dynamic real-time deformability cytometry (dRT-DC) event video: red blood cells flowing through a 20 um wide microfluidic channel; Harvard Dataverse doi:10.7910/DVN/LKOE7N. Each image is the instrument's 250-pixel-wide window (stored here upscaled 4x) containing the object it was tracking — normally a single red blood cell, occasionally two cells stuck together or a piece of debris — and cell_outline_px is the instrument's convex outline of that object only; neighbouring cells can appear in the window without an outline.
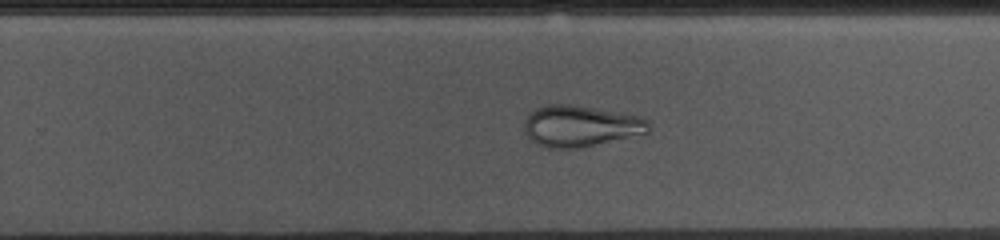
{"species": "common noctule bat (a hibernating species)", "species_latin": "Nyctalus noctula", "temperature_condition": "cold", "stored_images_in_passage": 49, "camera_frame_rate_fps": 3000, "um_per_image_px": 0.085, "animal": {"sex": "female", "body_mass_g": 10.0, "forearm_length_mm": 53.1}, "frame": {"image": 1, "passage_image": 28, "time_ms": 9.0, "image_size_px": [1000, 240], "cell_outline_px": [[648, 132], [576, 148], [548, 148], [536, 144], [524, 132], [524, 120], [528, 112], [536, 108], [548, 104], [568, 104], [640, 116], [648, 120]], "centroid_in_image_um": [49.25, 10.7], "position_along_channel_um": 280.5, "area_um2": 29.42}}
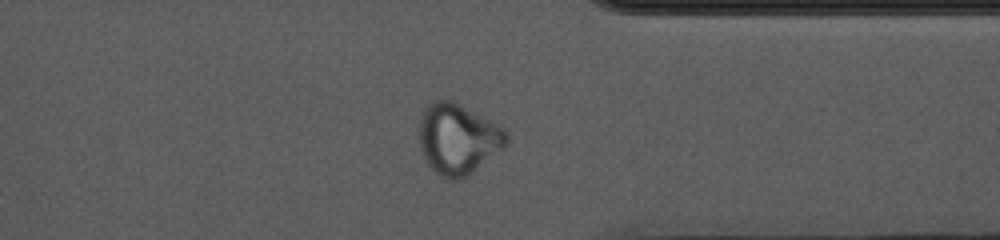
{"frame": {"image": 2, "passage_image": 36, "time_ms": 11.667, "image_size_px": [1000, 240], "cell_outline_px": [[508, 144], [504, 148], [468, 176], [456, 180], [452, 180], [436, 172], [424, 160], [420, 148], [420, 116], [424, 108], [428, 104], [436, 100], [452, 100], [460, 104], [504, 128], [508, 132]], "centroid_in_image_um": [38.94, 11.81], "position_along_channel_um": 372.5, "area_um2": 35.89}}
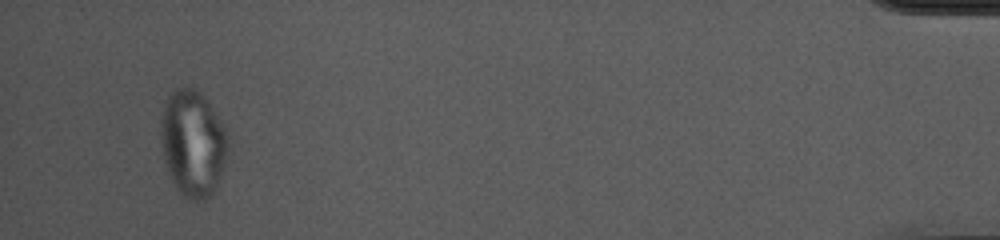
{"frame": {"image": 3, "passage_image": 46, "time_ms": 15.0, "image_size_px": [1000, 240], "cell_outline_px": [[228, 144], [224, 164], [216, 188], [204, 200], [188, 200], [176, 188], [168, 172], [164, 160], [160, 140], [160, 124], [164, 108], [168, 96], [176, 88], [192, 84], [208, 100], [228, 132]], "centroid_in_image_um": [16.39, 12.13], "position_along_channel_um": 418.8, "area_um2": 41.96}}